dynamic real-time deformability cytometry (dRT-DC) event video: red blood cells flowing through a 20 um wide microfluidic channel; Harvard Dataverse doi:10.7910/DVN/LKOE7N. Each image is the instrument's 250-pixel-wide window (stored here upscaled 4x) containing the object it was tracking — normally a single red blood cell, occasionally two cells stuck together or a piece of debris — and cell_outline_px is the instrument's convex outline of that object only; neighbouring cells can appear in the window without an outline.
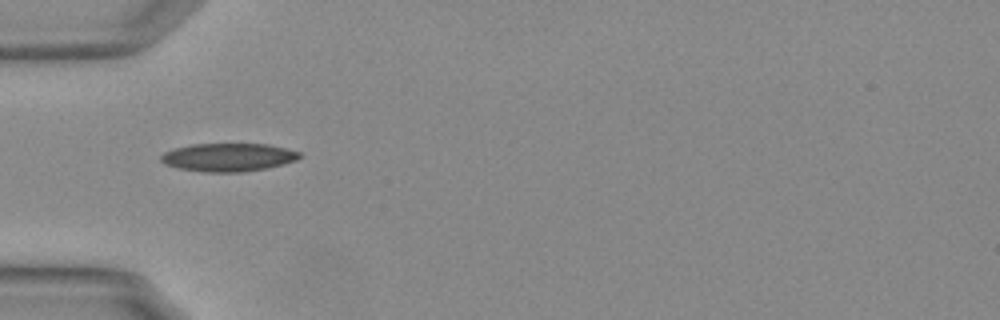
{"species": "Egyptian fruit bat (a non-hibernating species)", "species_latin": "Rousettus aegyptiacus", "temperature_condition": "warm", "stored_images_in_passage": 38, "camera_frame_rate_fps": 3000, "um_per_image_px": 0.085, "animal": {"sex": "female"}, "frame": {"image": 1, "passage_image": 1, "time_ms": 0.0, "image_size_px": [1000, 320], "cell_outline_px": [[304, 156], [296, 160], [284, 164], [268, 168], [244, 172], [204, 172], [176, 168], [164, 164], [160, 160], [160, 156], [164, 152], [176, 148], [192, 144], [268, 144], [300, 152]], "centroid_in_image_um": [19.41, 13.38], "position_along_channel_um": 65.6, "area_um2": 22.95}}
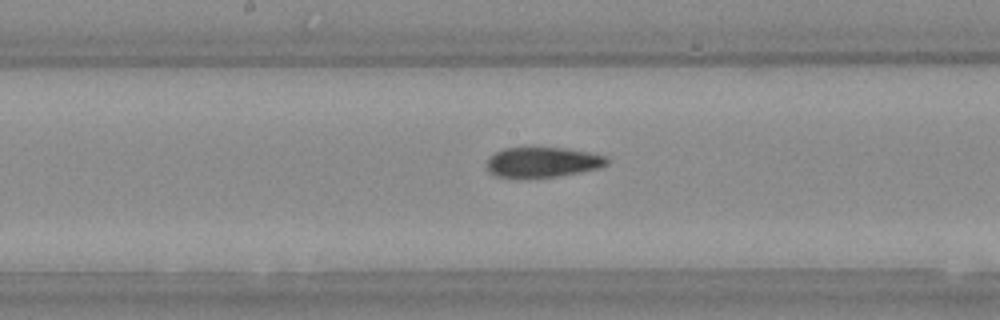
{"frame": {"image": 2, "passage_image": 12, "time_ms": 3.667, "image_size_px": [1000, 320], "cell_outline_px": [[608, 164], [596, 168], [580, 172], [560, 176], [528, 180], [496, 176], [488, 172], [488, 160], [496, 152], [504, 148], [564, 148], [592, 152], [608, 156]], "centroid_in_image_um": [46.13, 13.82], "position_along_channel_um": 202.1, "area_um2": 21.56}}
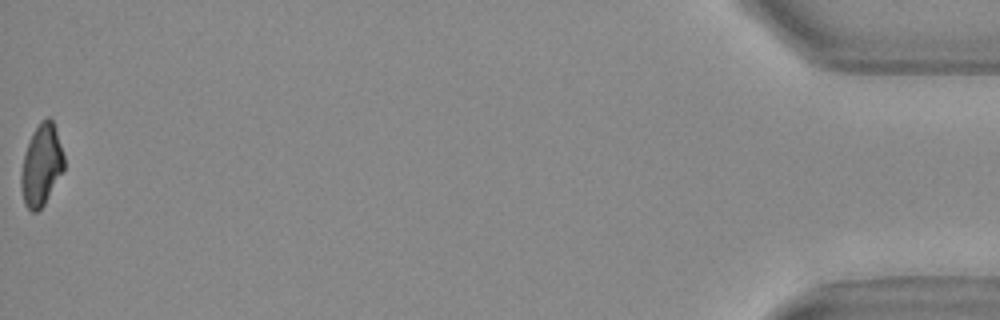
{"frame": {"image": 3, "passage_image": 38, "time_ms": 12.333, "image_size_px": [1000, 320], "cell_outline_px": [[64, 168], [44, 204], [36, 212], [32, 212], [24, 204], [20, 184], [20, 172], [24, 156], [32, 132], [40, 120], [48, 116], [52, 120], [64, 156]], "centroid_in_image_um": [3.49, 14.03], "position_along_channel_um": 431.7, "area_um2": 20.11}, "authors_computed_cell_mechanics": {"area_um2": 21.5594, "velocity_mm_per_s": 3.7572, "shape_relaxation_time_tau1_ms": null, "shape_relaxation_time_tau2_ms": 3.2436, "deformation_change_tau1": null, "deformation_change_tau2": 0.0783}}